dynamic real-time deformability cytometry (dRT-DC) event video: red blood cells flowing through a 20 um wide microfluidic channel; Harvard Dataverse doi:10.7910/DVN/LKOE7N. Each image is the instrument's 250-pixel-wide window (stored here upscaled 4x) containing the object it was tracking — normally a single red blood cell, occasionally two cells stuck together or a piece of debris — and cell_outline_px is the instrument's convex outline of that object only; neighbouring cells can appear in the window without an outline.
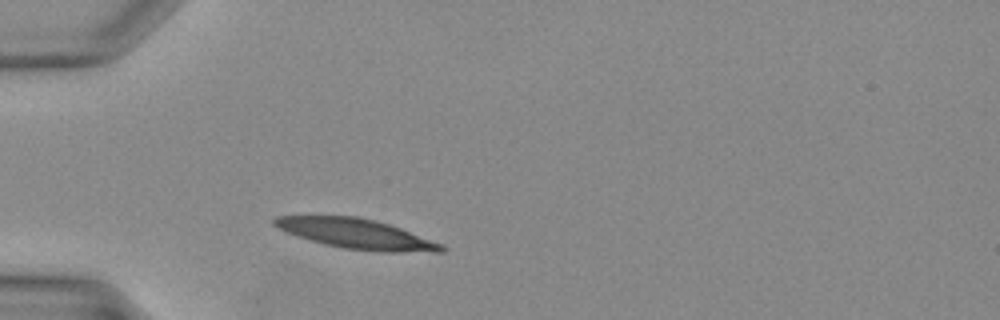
{"species": "Egyptian fruit bat (a non-hibernating species)", "species_latin": "Rousettus aegyptiacus", "temperature_condition": "warm", "stored_images_in_passage": 28, "camera_frame_rate_fps": 3000, "um_per_image_px": 0.085, "animal": {"sex": "female"}, "frame": {"image": 1, "passage_image": 1, "time_ms": 0.0, "image_size_px": [1000, 320], "cell_outline_px": [[448, 248], [444, 252], [384, 252], [344, 248], [324, 244], [296, 236], [272, 224], [272, 220], [276, 216], [356, 216], [388, 224], [400, 228], [440, 244]], "centroid_in_image_um": [30.28, 19.88], "position_along_channel_um": 54.7, "area_um2": 28.67}}
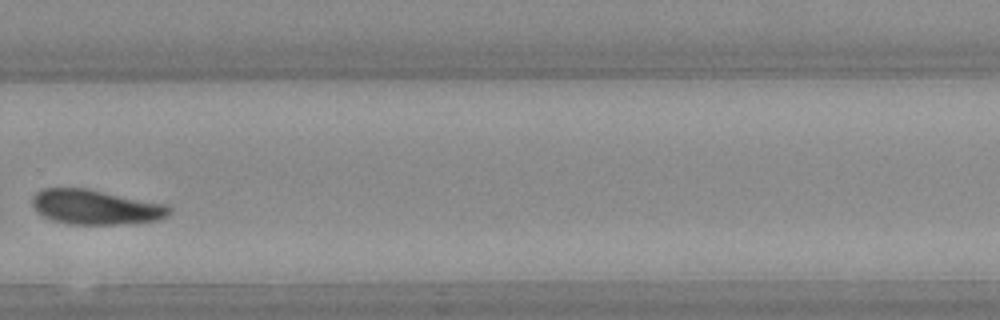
{"frame": {"image": 2, "passage_image": 17, "time_ms": 5.333, "image_size_px": [1000, 320], "cell_outline_px": [[172, 212], [168, 216], [160, 220], [128, 224], [68, 224], [52, 220], [36, 212], [32, 204], [32, 196], [36, 192], [44, 188], [84, 188], [172, 204]], "centroid_in_image_um": [8.21, 17.6], "position_along_channel_um": 321.6, "area_um2": 28.32}}
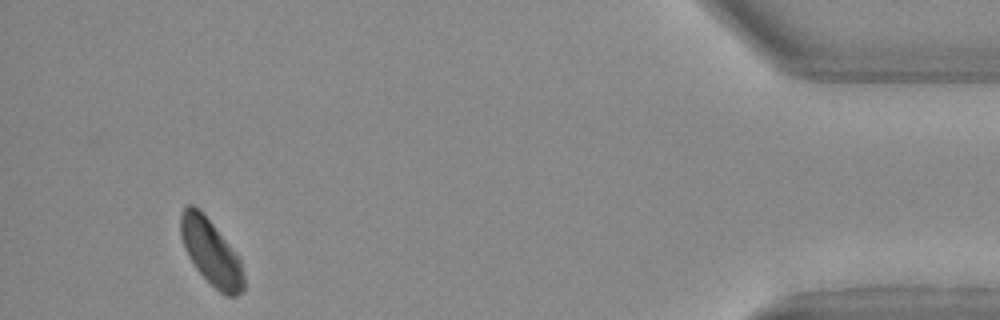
{"frame": {"image": 3, "passage_image": 26, "time_ms": 8.333, "image_size_px": [1000, 320], "cell_outline_px": [[244, 292], [236, 296], [228, 296], [220, 292], [196, 268], [188, 256], [180, 232], [180, 216], [184, 208], [188, 204], [192, 204], [212, 224], [228, 244], [240, 260], [244, 272]], "centroid_in_image_um": [17.95, 21.49], "position_along_channel_um": 417.3, "area_um2": 23.41}}